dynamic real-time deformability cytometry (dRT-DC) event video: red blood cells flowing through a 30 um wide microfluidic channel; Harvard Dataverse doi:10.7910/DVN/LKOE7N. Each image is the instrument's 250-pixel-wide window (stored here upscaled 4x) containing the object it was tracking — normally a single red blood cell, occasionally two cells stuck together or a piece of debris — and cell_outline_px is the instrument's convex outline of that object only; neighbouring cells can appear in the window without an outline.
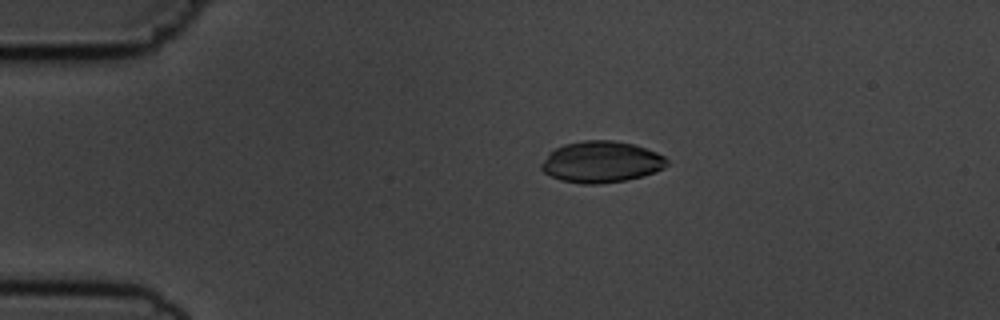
{"species": "common noctule bat (a hibernating species)", "species_latin": "Nyctalus noctula", "temperature_condition": "cold", "stored_images_in_passage": 9, "camera_frame_rate_fps": 3000, "um_per_image_px": 0.085, "animal": {"sex": "male", "body_mass_g": 19.5, "forearm_length_mm": 54.6}, "frame": {"image": 1, "passage_image": 3, "time_ms": 3.333, "image_size_px": [1000, 320], "cell_outline_px": [[668, 164], [664, 168], [656, 172], [624, 180], [596, 184], [580, 184], [560, 180], [544, 172], [540, 168], [540, 164], [548, 152], [564, 144], [584, 140], [612, 140], [636, 144], [656, 152], [664, 156], [668, 160]], "centroid_in_image_um": [51.1, 13.75], "position_along_channel_um": 33.9, "area_um2": 30.4}}
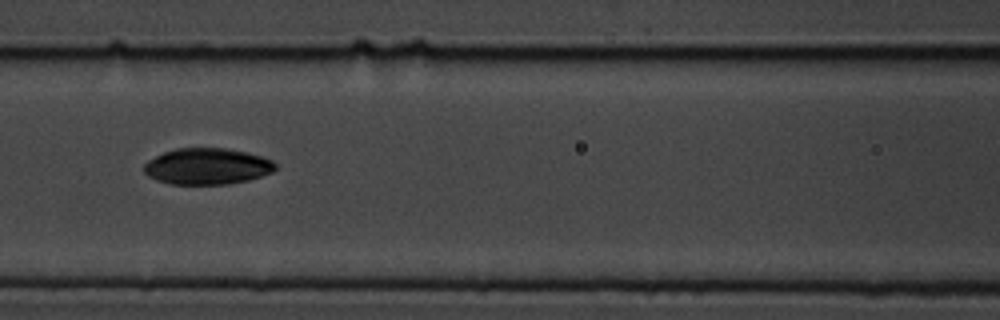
{"frame": {"image": 2, "passage_image": 7, "time_ms": 7.667, "image_size_px": [1000, 320], "cell_outline_px": [[276, 168], [272, 172], [248, 180], [228, 184], [172, 184], [156, 180], [148, 176], [144, 172], [144, 164], [148, 160], [164, 152], [176, 148], [228, 148], [248, 152], [272, 160], [276, 164]], "centroid_in_image_um": [17.61, 14.13], "position_along_channel_um": 149.0, "area_um2": 27.8}}
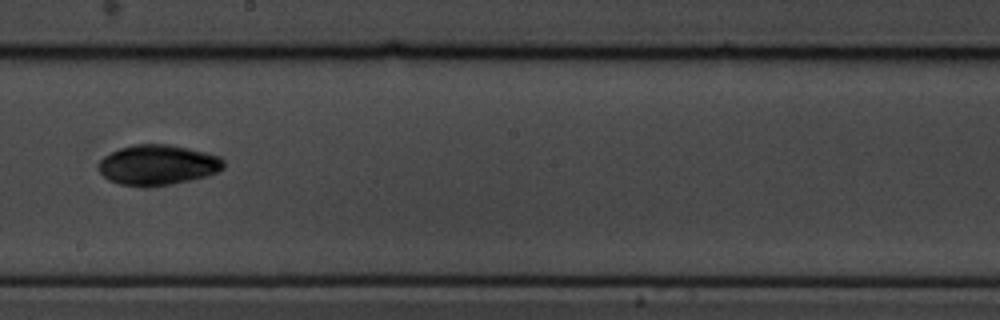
{"frame": {"image": 3, "passage_image": 9, "time_ms": 10.0, "image_size_px": [1000, 320], "cell_outline_px": [[224, 168], [208, 176], [172, 184], [144, 188], [120, 184], [108, 180], [100, 172], [100, 160], [104, 156], [120, 148], [132, 144], [168, 144], [188, 148], [220, 156], [224, 160]], "centroid_in_image_um": [13.42, 14.03], "position_along_channel_um": 234.8, "area_um2": 29.48}}